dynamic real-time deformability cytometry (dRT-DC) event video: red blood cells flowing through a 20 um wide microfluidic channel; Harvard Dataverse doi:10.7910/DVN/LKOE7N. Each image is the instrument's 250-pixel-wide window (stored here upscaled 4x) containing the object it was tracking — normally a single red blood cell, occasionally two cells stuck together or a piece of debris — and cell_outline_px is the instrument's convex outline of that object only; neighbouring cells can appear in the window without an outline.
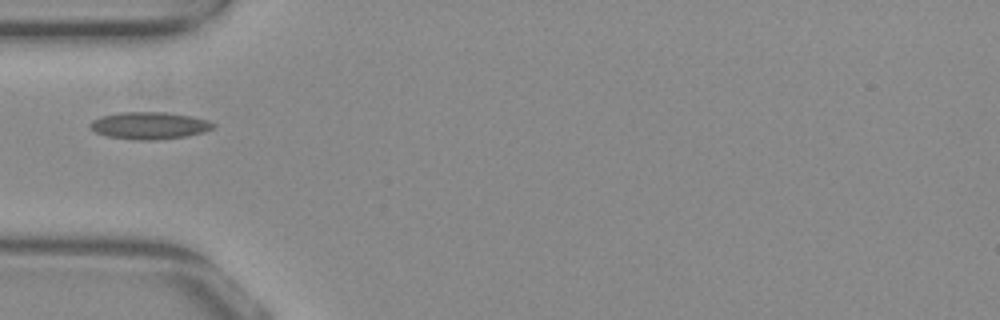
{"species": "common noctule bat (a hibernating species)", "species_latin": "Nyctalus noctula", "temperature_condition": "warm", "stored_images_in_passage": 35, "camera_frame_rate_fps": 3000, "um_per_image_px": 0.085, "animal": {"sex": "female", "body_mass_g": 29.2, "forearm_length_mm": 56.3}, "frame": {"image": 1, "passage_image": 1, "time_ms": 0.0, "image_size_px": [1000, 320], "cell_outline_px": [[216, 124], [212, 128], [204, 132], [184, 136], [156, 140], [140, 140], [108, 136], [96, 132], [88, 124], [92, 120], [100, 116], [120, 112], [168, 112], [192, 116], [208, 120]], "centroid_in_image_um": [12.7, 10.66], "position_along_channel_um": 72.3, "area_um2": 19.42}}
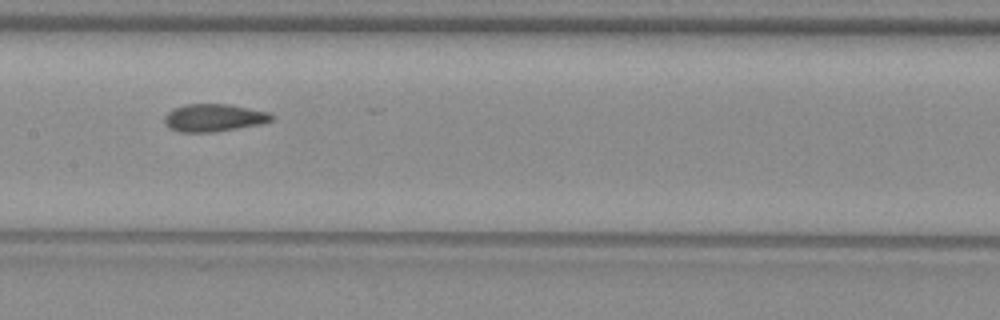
{"frame": {"image": 2, "passage_image": 10, "time_ms": 3.0, "image_size_px": [1000, 320], "cell_outline_px": [[276, 116], [272, 120], [260, 124], [212, 132], [180, 132], [168, 128], [164, 124], [164, 116], [172, 108], [184, 104], [228, 104], [268, 112]], "centroid_in_image_um": [18.13, 10.0], "position_along_channel_um": 189.3, "area_um2": 17.28}}
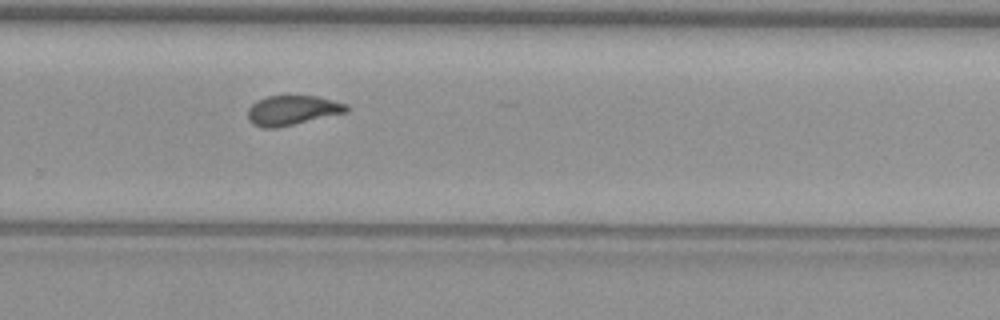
{"frame": {"image": 3, "passage_image": 19, "time_ms": 6.0, "image_size_px": [1000, 320], "cell_outline_px": [[348, 112], [276, 128], [264, 128], [252, 124], [248, 120], [248, 108], [256, 100], [268, 96], [316, 96], [348, 104]], "centroid_in_image_um": [24.83, 9.38], "position_along_channel_um": 305.0, "area_um2": 17.05}}